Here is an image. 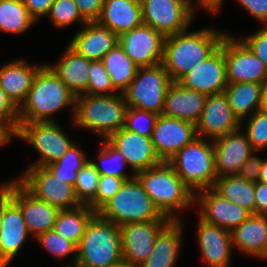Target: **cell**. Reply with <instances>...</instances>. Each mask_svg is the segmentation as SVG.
<instances>
[{
	"label": "cell",
	"instance_id": "bcb514c9",
	"mask_svg": "<svg viewBox=\"0 0 267 267\" xmlns=\"http://www.w3.org/2000/svg\"><path fill=\"white\" fill-rule=\"evenodd\" d=\"M86 22H97L102 13L104 0H73Z\"/></svg>",
	"mask_w": 267,
	"mask_h": 267
},
{
	"label": "cell",
	"instance_id": "db71d44e",
	"mask_svg": "<svg viewBox=\"0 0 267 267\" xmlns=\"http://www.w3.org/2000/svg\"><path fill=\"white\" fill-rule=\"evenodd\" d=\"M223 0H197V2L204 7L206 10H210L213 13L219 9Z\"/></svg>",
	"mask_w": 267,
	"mask_h": 267
},
{
	"label": "cell",
	"instance_id": "836d02e7",
	"mask_svg": "<svg viewBox=\"0 0 267 267\" xmlns=\"http://www.w3.org/2000/svg\"><path fill=\"white\" fill-rule=\"evenodd\" d=\"M213 188L232 203L255 214V182L237 175H226L217 178Z\"/></svg>",
	"mask_w": 267,
	"mask_h": 267
},
{
	"label": "cell",
	"instance_id": "ffe728a7",
	"mask_svg": "<svg viewBox=\"0 0 267 267\" xmlns=\"http://www.w3.org/2000/svg\"><path fill=\"white\" fill-rule=\"evenodd\" d=\"M239 129L213 140L214 162L217 178L237 175L241 166L255 151L247 133L239 134ZM225 174V175H224Z\"/></svg>",
	"mask_w": 267,
	"mask_h": 267
},
{
	"label": "cell",
	"instance_id": "1f68e13d",
	"mask_svg": "<svg viewBox=\"0 0 267 267\" xmlns=\"http://www.w3.org/2000/svg\"><path fill=\"white\" fill-rule=\"evenodd\" d=\"M224 93L227 96L233 114L241 122L250 110L263 108L262 89L260 83L239 82L228 83ZM255 108V109H254Z\"/></svg>",
	"mask_w": 267,
	"mask_h": 267
},
{
	"label": "cell",
	"instance_id": "4316f807",
	"mask_svg": "<svg viewBox=\"0 0 267 267\" xmlns=\"http://www.w3.org/2000/svg\"><path fill=\"white\" fill-rule=\"evenodd\" d=\"M231 240L248 255L267 257V215L251 214L231 231Z\"/></svg>",
	"mask_w": 267,
	"mask_h": 267
},
{
	"label": "cell",
	"instance_id": "f35d334b",
	"mask_svg": "<svg viewBox=\"0 0 267 267\" xmlns=\"http://www.w3.org/2000/svg\"><path fill=\"white\" fill-rule=\"evenodd\" d=\"M157 117V113L128 107L124 128L139 135L152 137Z\"/></svg>",
	"mask_w": 267,
	"mask_h": 267
},
{
	"label": "cell",
	"instance_id": "816d5d0a",
	"mask_svg": "<svg viewBox=\"0 0 267 267\" xmlns=\"http://www.w3.org/2000/svg\"><path fill=\"white\" fill-rule=\"evenodd\" d=\"M255 214L267 215V183L255 182Z\"/></svg>",
	"mask_w": 267,
	"mask_h": 267
},
{
	"label": "cell",
	"instance_id": "603a6c76",
	"mask_svg": "<svg viewBox=\"0 0 267 267\" xmlns=\"http://www.w3.org/2000/svg\"><path fill=\"white\" fill-rule=\"evenodd\" d=\"M207 95L172 81L166 90L162 114L196 124L203 112Z\"/></svg>",
	"mask_w": 267,
	"mask_h": 267
},
{
	"label": "cell",
	"instance_id": "f907efd6",
	"mask_svg": "<svg viewBox=\"0 0 267 267\" xmlns=\"http://www.w3.org/2000/svg\"><path fill=\"white\" fill-rule=\"evenodd\" d=\"M29 14L36 20L48 14L54 0H22Z\"/></svg>",
	"mask_w": 267,
	"mask_h": 267
},
{
	"label": "cell",
	"instance_id": "7402d4cb",
	"mask_svg": "<svg viewBox=\"0 0 267 267\" xmlns=\"http://www.w3.org/2000/svg\"><path fill=\"white\" fill-rule=\"evenodd\" d=\"M201 192L198 198L202 205L200 218L207 223L218 225L231 231L251 215L248 210L232 203L213 187L203 189Z\"/></svg>",
	"mask_w": 267,
	"mask_h": 267
},
{
	"label": "cell",
	"instance_id": "7bdbcfd3",
	"mask_svg": "<svg viewBox=\"0 0 267 267\" xmlns=\"http://www.w3.org/2000/svg\"><path fill=\"white\" fill-rule=\"evenodd\" d=\"M37 240L44 245L47 250L54 254V256L57 257L62 258L71 254L72 252H77V246L73 242L64 239L54 230H49L38 235L36 237V241Z\"/></svg>",
	"mask_w": 267,
	"mask_h": 267
},
{
	"label": "cell",
	"instance_id": "b9f144b4",
	"mask_svg": "<svg viewBox=\"0 0 267 267\" xmlns=\"http://www.w3.org/2000/svg\"><path fill=\"white\" fill-rule=\"evenodd\" d=\"M247 136L255 151L267 147V109L254 112L247 126Z\"/></svg>",
	"mask_w": 267,
	"mask_h": 267
},
{
	"label": "cell",
	"instance_id": "8fae6325",
	"mask_svg": "<svg viewBox=\"0 0 267 267\" xmlns=\"http://www.w3.org/2000/svg\"><path fill=\"white\" fill-rule=\"evenodd\" d=\"M18 138L27 140L40 152L41 158L31 167L56 162L73 144L54 121L21 123Z\"/></svg>",
	"mask_w": 267,
	"mask_h": 267
},
{
	"label": "cell",
	"instance_id": "ab89813d",
	"mask_svg": "<svg viewBox=\"0 0 267 267\" xmlns=\"http://www.w3.org/2000/svg\"><path fill=\"white\" fill-rule=\"evenodd\" d=\"M115 90L110 75L106 71L102 61H91L89 68L88 95H113L111 91Z\"/></svg>",
	"mask_w": 267,
	"mask_h": 267
},
{
	"label": "cell",
	"instance_id": "9c48e42d",
	"mask_svg": "<svg viewBox=\"0 0 267 267\" xmlns=\"http://www.w3.org/2000/svg\"><path fill=\"white\" fill-rule=\"evenodd\" d=\"M18 182L34 197L59 210L81 205L76 197L74 185L55 177L45 166L29 167Z\"/></svg>",
	"mask_w": 267,
	"mask_h": 267
},
{
	"label": "cell",
	"instance_id": "52a82bcc",
	"mask_svg": "<svg viewBox=\"0 0 267 267\" xmlns=\"http://www.w3.org/2000/svg\"><path fill=\"white\" fill-rule=\"evenodd\" d=\"M168 162L192 191L214 187L217 175L213 144L197 137L178 151Z\"/></svg>",
	"mask_w": 267,
	"mask_h": 267
},
{
	"label": "cell",
	"instance_id": "f5cc1de1",
	"mask_svg": "<svg viewBox=\"0 0 267 267\" xmlns=\"http://www.w3.org/2000/svg\"><path fill=\"white\" fill-rule=\"evenodd\" d=\"M13 135L18 137L19 128L11 120L0 118V145L7 143Z\"/></svg>",
	"mask_w": 267,
	"mask_h": 267
},
{
	"label": "cell",
	"instance_id": "6f0895ef",
	"mask_svg": "<svg viewBox=\"0 0 267 267\" xmlns=\"http://www.w3.org/2000/svg\"><path fill=\"white\" fill-rule=\"evenodd\" d=\"M108 267H135V266L131 265L129 262L122 259L118 263H115V264L110 265Z\"/></svg>",
	"mask_w": 267,
	"mask_h": 267
},
{
	"label": "cell",
	"instance_id": "83f0119b",
	"mask_svg": "<svg viewBox=\"0 0 267 267\" xmlns=\"http://www.w3.org/2000/svg\"><path fill=\"white\" fill-rule=\"evenodd\" d=\"M92 60L79 55L69 45L56 67H48L65 83L68 89L79 96L88 95L89 68Z\"/></svg>",
	"mask_w": 267,
	"mask_h": 267
},
{
	"label": "cell",
	"instance_id": "e575fe53",
	"mask_svg": "<svg viewBox=\"0 0 267 267\" xmlns=\"http://www.w3.org/2000/svg\"><path fill=\"white\" fill-rule=\"evenodd\" d=\"M34 21L22 0H0V31L22 33Z\"/></svg>",
	"mask_w": 267,
	"mask_h": 267
},
{
	"label": "cell",
	"instance_id": "9a60e30c",
	"mask_svg": "<svg viewBox=\"0 0 267 267\" xmlns=\"http://www.w3.org/2000/svg\"><path fill=\"white\" fill-rule=\"evenodd\" d=\"M197 137L199 136L194 123L160 114L156 119L151 139L159 159L168 162Z\"/></svg>",
	"mask_w": 267,
	"mask_h": 267
},
{
	"label": "cell",
	"instance_id": "484cf974",
	"mask_svg": "<svg viewBox=\"0 0 267 267\" xmlns=\"http://www.w3.org/2000/svg\"><path fill=\"white\" fill-rule=\"evenodd\" d=\"M118 37L143 24L139 0H104L102 13L97 21Z\"/></svg>",
	"mask_w": 267,
	"mask_h": 267
},
{
	"label": "cell",
	"instance_id": "4fadbf2b",
	"mask_svg": "<svg viewBox=\"0 0 267 267\" xmlns=\"http://www.w3.org/2000/svg\"><path fill=\"white\" fill-rule=\"evenodd\" d=\"M171 221L132 222L120 226L123 260L135 267L142 265L151 254L157 235Z\"/></svg>",
	"mask_w": 267,
	"mask_h": 267
},
{
	"label": "cell",
	"instance_id": "11a10c76",
	"mask_svg": "<svg viewBox=\"0 0 267 267\" xmlns=\"http://www.w3.org/2000/svg\"><path fill=\"white\" fill-rule=\"evenodd\" d=\"M263 108L267 109V78L261 83Z\"/></svg>",
	"mask_w": 267,
	"mask_h": 267
},
{
	"label": "cell",
	"instance_id": "e0dca14e",
	"mask_svg": "<svg viewBox=\"0 0 267 267\" xmlns=\"http://www.w3.org/2000/svg\"><path fill=\"white\" fill-rule=\"evenodd\" d=\"M178 82L185 88L206 95L224 92L228 80L222 41L209 57L186 73Z\"/></svg>",
	"mask_w": 267,
	"mask_h": 267
},
{
	"label": "cell",
	"instance_id": "d6a6232c",
	"mask_svg": "<svg viewBox=\"0 0 267 267\" xmlns=\"http://www.w3.org/2000/svg\"><path fill=\"white\" fill-rule=\"evenodd\" d=\"M101 61L114 88L123 93L136 76L139 66L126 55L119 43L110 49Z\"/></svg>",
	"mask_w": 267,
	"mask_h": 267
},
{
	"label": "cell",
	"instance_id": "8d00e7d4",
	"mask_svg": "<svg viewBox=\"0 0 267 267\" xmlns=\"http://www.w3.org/2000/svg\"><path fill=\"white\" fill-rule=\"evenodd\" d=\"M100 174L91 161L78 171L74 184L76 197L81 205L90 206L96 198Z\"/></svg>",
	"mask_w": 267,
	"mask_h": 267
},
{
	"label": "cell",
	"instance_id": "5b68a950",
	"mask_svg": "<svg viewBox=\"0 0 267 267\" xmlns=\"http://www.w3.org/2000/svg\"><path fill=\"white\" fill-rule=\"evenodd\" d=\"M133 177L124 181L117 193L97 214L119 227L132 222L170 220L154 205L138 178L134 175Z\"/></svg>",
	"mask_w": 267,
	"mask_h": 267
},
{
	"label": "cell",
	"instance_id": "7a4b0ae2",
	"mask_svg": "<svg viewBox=\"0 0 267 267\" xmlns=\"http://www.w3.org/2000/svg\"><path fill=\"white\" fill-rule=\"evenodd\" d=\"M23 108H19V125L30 122H52L48 116L63 107L74 105L76 96L48 67L42 66L36 73ZM22 108V109H21Z\"/></svg>",
	"mask_w": 267,
	"mask_h": 267
},
{
	"label": "cell",
	"instance_id": "9f6ffc18",
	"mask_svg": "<svg viewBox=\"0 0 267 267\" xmlns=\"http://www.w3.org/2000/svg\"><path fill=\"white\" fill-rule=\"evenodd\" d=\"M259 181L267 183V159L263 161V164L260 170Z\"/></svg>",
	"mask_w": 267,
	"mask_h": 267
},
{
	"label": "cell",
	"instance_id": "f546056e",
	"mask_svg": "<svg viewBox=\"0 0 267 267\" xmlns=\"http://www.w3.org/2000/svg\"><path fill=\"white\" fill-rule=\"evenodd\" d=\"M180 220H172L156 237L151 254L139 267H172L181 245Z\"/></svg>",
	"mask_w": 267,
	"mask_h": 267
},
{
	"label": "cell",
	"instance_id": "680465c9",
	"mask_svg": "<svg viewBox=\"0 0 267 267\" xmlns=\"http://www.w3.org/2000/svg\"><path fill=\"white\" fill-rule=\"evenodd\" d=\"M2 223V185L0 186V229Z\"/></svg>",
	"mask_w": 267,
	"mask_h": 267
},
{
	"label": "cell",
	"instance_id": "7dc6e473",
	"mask_svg": "<svg viewBox=\"0 0 267 267\" xmlns=\"http://www.w3.org/2000/svg\"><path fill=\"white\" fill-rule=\"evenodd\" d=\"M0 118L11 120L19 128V107L0 87Z\"/></svg>",
	"mask_w": 267,
	"mask_h": 267
},
{
	"label": "cell",
	"instance_id": "6da1fadb",
	"mask_svg": "<svg viewBox=\"0 0 267 267\" xmlns=\"http://www.w3.org/2000/svg\"><path fill=\"white\" fill-rule=\"evenodd\" d=\"M226 34L213 29L188 33L186 30L165 37L162 65L171 81L178 82L186 73L209 57Z\"/></svg>",
	"mask_w": 267,
	"mask_h": 267
},
{
	"label": "cell",
	"instance_id": "f1b7e54d",
	"mask_svg": "<svg viewBox=\"0 0 267 267\" xmlns=\"http://www.w3.org/2000/svg\"><path fill=\"white\" fill-rule=\"evenodd\" d=\"M40 68L41 66L31 67L26 61L16 60L0 69V87L18 107L26 100Z\"/></svg>",
	"mask_w": 267,
	"mask_h": 267
},
{
	"label": "cell",
	"instance_id": "5bb4252c",
	"mask_svg": "<svg viewBox=\"0 0 267 267\" xmlns=\"http://www.w3.org/2000/svg\"><path fill=\"white\" fill-rule=\"evenodd\" d=\"M165 36L152 27L142 24L123 33L118 43L126 55L139 67L162 63Z\"/></svg>",
	"mask_w": 267,
	"mask_h": 267
},
{
	"label": "cell",
	"instance_id": "30bf717a",
	"mask_svg": "<svg viewBox=\"0 0 267 267\" xmlns=\"http://www.w3.org/2000/svg\"><path fill=\"white\" fill-rule=\"evenodd\" d=\"M143 24L165 37L186 30L193 18L189 0H139Z\"/></svg>",
	"mask_w": 267,
	"mask_h": 267
},
{
	"label": "cell",
	"instance_id": "681fc988",
	"mask_svg": "<svg viewBox=\"0 0 267 267\" xmlns=\"http://www.w3.org/2000/svg\"><path fill=\"white\" fill-rule=\"evenodd\" d=\"M255 18L267 24V0H238Z\"/></svg>",
	"mask_w": 267,
	"mask_h": 267
},
{
	"label": "cell",
	"instance_id": "f6af8a7d",
	"mask_svg": "<svg viewBox=\"0 0 267 267\" xmlns=\"http://www.w3.org/2000/svg\"><path fill=\"white\" fill-rule=\"evenodd\" d=\"M242 41L264 63L267 70V26Z\"/></svg>",
	"mask_w": 267,
	"mask_h": 267
},
{
	"label": "cell",
	"instance_id": "2e32d148",
	"mask_svg": "<svg viewBox=\"0 0 267 267\" xmlns=\"http://www.w3.org/2000/svg\"><path fill=\"white\" fill-rule=\"evenodd\" d=\"M0 267L8 266L30 233L20 207L9 196V184L2 185Z\"/></svg>",
	"mask_w": 267,
	"mask_h": 267
},
{
	"label": "cell",
	"instance_id": "277c9868",
	"mask_svg": "<svg viewBox=\"0 0 267 267\" xmlns=\"http://www.w3.org/2000/svg\"><path fill=\"white\" fill-rule=\"evenodd\" d=\"M123 259L119 226L96 214L77 247V267H108Z\"/></svg>",
	"mask_w": 267,
	"mask_h": 267
},
{
	"label": "cell",
	"instance_id": "4dcf8cb0",
	"mask_svg": "<svg viewBox=\"0 0 267 267\" xmlns=\"http://www.w3.org/2000/svg\"><path fill=\"white\" fill-rule=\"evenodd\" d=\"M96 214L97 212L88 205L60 210L53 230L78 247L88 223Z\"/></svg>",
	"mask_w": 267,
	"mask_h": 267
},
{
	"label": "cell",
	"instance_id": "d590c367",
	"mask_svg": "<svg viewBox=\"0 0 267 267\" xmlns=\"http://www.w3.org/2000/svg\"><path fill=\"white\" fill-rule=\"evenodd\" d=\"M75 145H71L68 151L56 162L45 166L55 177H59L65 182L74 185L78 171L88 161L85 155Z\"/></svg>",
	"mask_w": 267,
	"mask_h": 267
},
{
	"label": "cell",
	"instance_id": "3957f363",
	"mask_svg": "<svg viewBox=\"0 0 267 267\" xmlns=\"http://www.w3.org/2000/svg\"><path fill=\"white\" fill-rule=\"evenodd\" d=\"M135 176L154 205L170 220H178L172 214L174 210L185 208L195 200L194 191L182 181L169 162L162 161Z\"/></svg>",
	"mask_w": 267,
	"mask_h": 267
},
{
	"label": "cell",
	"instance_id": "ba28073f",
	"mask_svg": "<svg viewBox=\"0 0 267 267\" xmlns=\"http://www.w3.org/2000/svg\"><path fill=\"white\" fill-rule=\"evenodd\" d=\"M171 79L162 65L139 67L123 92L128 107L162 114L166 90Z\"/></svg>",
	"mask_w": 267,
	"mask_h": 267
},
{
	"label": "cell",
	"instance_id": "60d3db41",
	"mask_svg": "<svg viewBox=\"0 0 267 267\" xmlns=\"http://www.w3.org/2000/svg\"><path fill=\"white\" fill-rule=\"evenodd\" d=\"M48 15H50L56 27L67 26L76 20H80L83 24L87 23L82 18L73 0H54Z\"/></svg>",
	"mask_w": 267,
	"mask_h": 267
},
{
	"label": "cell",
	"instance_id": "ac0fdd59",
	"mask_svg": "<svg viewBox=\"0 0 267 267\" xmlns=\"http://www.w3.org/2000/svg\"><path fill=\"white\" fill-rule=\"evenodd\" d=\"M9 196L20 207L28 232L35 238L53 230L60 211L57 207L34 197L19 182L9 183Z\"/></svg>",
	"mask_w": 267,
	"mask_h": 267
},
{
	"label": "cell",
	"instance_id": "8992f818",
	"mask_svg": "<svg viewBox=\"0 0 267 267\" xmlns=\"http://www.w3.org/2000/svg\"><path fill=\"white\" fill-rule=\"evenodd\" d=\"M76 96L74 119L82 128L94 129L105 139L124 127L127 103L123 93Z\"/></svg>",
	"mask_w": 267,
	"mask_h": 267
},
{
	"label": "cell",
	"instance_id": "44dd1931",
	"mask_svg": "<svg viewBox=\"0 0 267 267\" xmlns=\"http://www.w3.org/2000/svg\"><path fill=\"white\" fill-rule=\"evenodd\" d=\"M106 140L123 154L127 164L134 170V175L162 162L155 152L151 137L139 135L123 127Z\"/></svg>",
	"mask_w": 267,
	"mask_h": 267
},
{
	"label": "cell",
	"instance_id": "7c38bea8",
	"mask_svg": "<svg viewBox=\"0 0 267 267\" xmlns=\"http://www.w3.org/2000/svg\"><path fill=\"white\" fill-rule=\"evenodd\" d=\"M228 83H262L267 78L264 63L243 42L225 35L222 40Z\"/></svg>",
	"mask_w": 267,
	"mask_h": 267
},
{
	"label": "cell",
	"instance_id": "ee69618b",
	"mask_svg": "<svg viewBox=\"0 0 267 267\" xmlns=\"http://www.w3.org/2000/svg\"><path fill=\"white\" fill-rule=\"evenodd\" d=\"M124 179L114 176L100 175L98 181V189L95 201L90 207L97 212L107 201H109L121 188Z\"/></svg>",
	"mask_w": 267,
	"mask_h": 267
},
{
	"label": "cell",
	"instance_id": "d4e9b609",
	"mask_svg": "<svg viewBox=\"0 0 267 267\" xmlns=\"http://www.w3.org/2000/svg\"><path fill=\"white\" fill-rule=\"evenodd\" d=\"M118 43V36L98 22H87L69 46L89 60H102L107 52Z\"/></svg>",
	"mask_w": 267,
	"mask_h": 267
},
{
	"label": "cell",
	"instance_id": "74e56055",
	"mask_svg": "<svg viewBox=\"0 0 267 267\" xmlns=\"http://www.w3.org/2000/svg\"><path fill=\"white\" fill-rule=\"evenodd\" d=\"M105 142L107 143L103 144V148L101 149V152L99 154V159L102 165L91 161L94 167L100 175L114 176L117 178L124 179L125 181L130 180L129 176H127L122 170H120L123 166L127 164L125 157L122 153L115 149L106 139ZM106 163L109 166H106Z\"/></svg>",
	"mask_w": 267,
	"mask_h": 267
},
{
	"label": "cell",
	"instance_id": "d6986e66",
	"mask_svg": "<svg viewBox=\"0 0 267 267\" xmlns=\"http://www.w3.org/2000/svg\"><path fill=\"white\" fill-rule=\"evenodd\" d=\"M197 136L207 135L214 139L240 129L241 122L233 114L224 92L207 95L200 119L195 124Z\"/></svg>",
	"mask_w": 267,
	"mask_h": 267
},
{
	"label": "cell",
	"instance_id": "cb8c5ba5",
	"mask_svg": "<svg viewBox=\"0 0 267 267\" xmlns=\"http://www.w3.org/2000/svg\"><path fill=\"white\" fill-rule=\"evenodd\" d=\"M198 240L201 253L211 267H227L232 245L231 231L199 218Z\"/></svg>",
	"mask_w": 267,
	"mask_h": 267
},
{
	"label": "cell",
	"instance_id": "c3c4849f",
	"mask_svg": "<svg viewBox=\"0 0 267 267\" xmlns=\"http://www.w3.org/2000/svg\"><path fill=\"white\" fill-rule=\"evenodd\" d=\"M264 160L258 157H250L240 168L237 176L252 182H258L260 170Z\"/></svg>",
	"mask_w": 267,
	"mask_h": 267
}]
</instances>
